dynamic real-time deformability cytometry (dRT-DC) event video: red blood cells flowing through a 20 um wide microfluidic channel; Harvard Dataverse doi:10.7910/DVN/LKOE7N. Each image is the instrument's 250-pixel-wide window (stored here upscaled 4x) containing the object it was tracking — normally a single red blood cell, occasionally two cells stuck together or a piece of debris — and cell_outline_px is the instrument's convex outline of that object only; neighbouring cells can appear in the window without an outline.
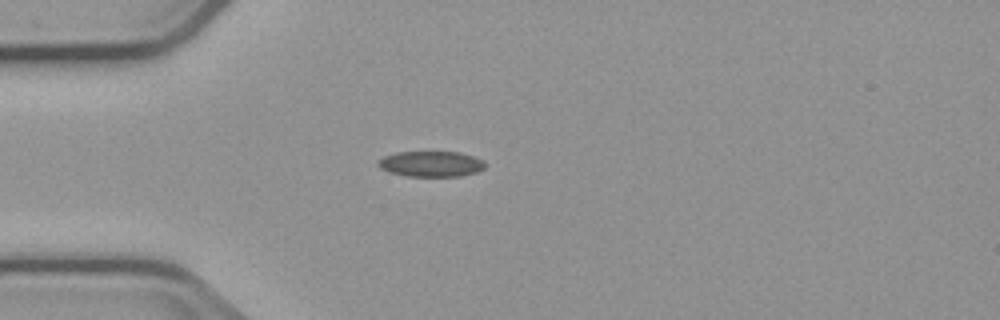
{"species": "common noctule bat (a hibernating species)", "species_latin": "Nyctalus noctula", "temperature_condition": "cold", "stored_images_in_passage": 4, "camera_frame_rate_fps": 3000, "um_per_image_px": 0.085, "animal": {"sex": "male", "body_mass_g": 23.1, "forearm_length_mm": 52.7}, "frame": {"image": 1, "passage_image": 3, "time_ms": 2.333, "image_size_px": [1000, 320], "cell_outline_px": [[484, 168], [476, 172], [460, 176], [404, 176], [388, 172], [380, 168], [376, 164], [384, 156], [396, 152], [460, 152], [484, 160]], "centroid_in_image_um": [36.61, 13.93], "position_along_channel_um": 48.4, "area_um2": 15.95}}